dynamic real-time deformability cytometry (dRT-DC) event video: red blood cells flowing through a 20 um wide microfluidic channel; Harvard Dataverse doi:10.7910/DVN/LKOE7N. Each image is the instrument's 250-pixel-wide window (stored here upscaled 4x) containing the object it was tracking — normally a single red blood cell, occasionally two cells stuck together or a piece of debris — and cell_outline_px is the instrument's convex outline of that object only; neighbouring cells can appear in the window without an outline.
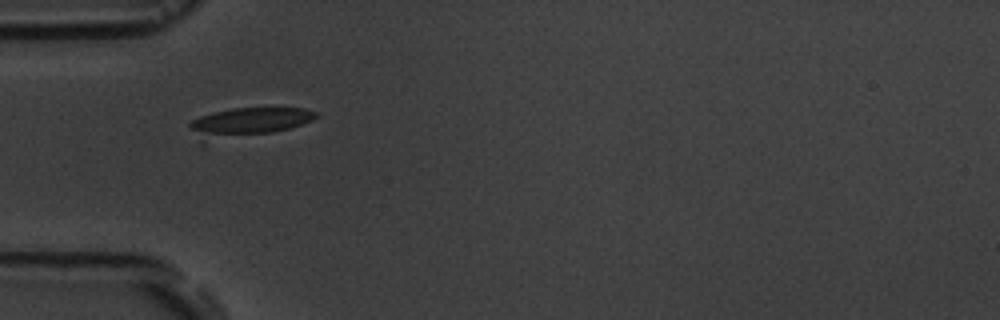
{"species": "common noctule bat (a hibernating species)", "species_latin": "Nyctalus noctula", "temperature_condition": "room temperature", "stored_images_in_passage": 7, "camera_frame_rate_fps": 3000, "um_per_image_px": 0.085, "animal": {"sex": "male", "body_mass_g": 19.5, "forearm_length_mm": 54.6}, "frame": {"image": 1, "passage_image": 6, "time_ms": 6.0, "image_size_px": [1000, 320], "cell_outline_px": [[316, 116], [312, 120], [288, 128], [272, 132], [204, 144], [200, 144], [188, 124], [192, 120], [200, 116], [212, 112], [232, 108], [304, 108], [316, 112]], "centroid_in_image_um": [20.95, 10.43], "position_along_channel_um": 64.1, "area_um2": 21.68}}
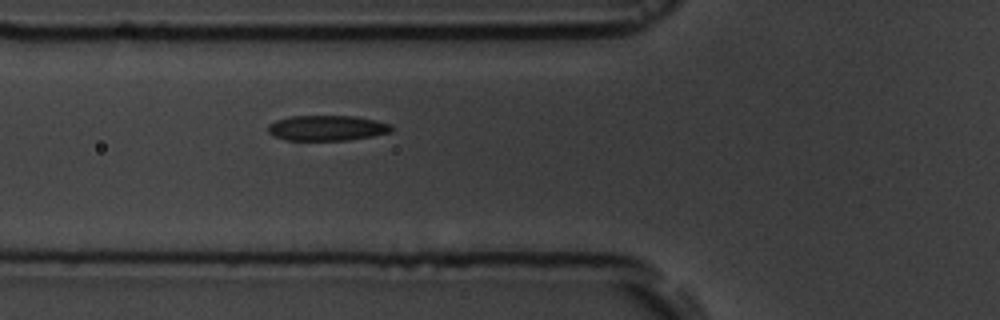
{"frame": {"image": 2, "passage_image": 7, "time_ms": 7.0, "image_size_px": [1000, 320], "cell_outline_px": [[396, 128], [392, 132], [372, 136], [348, 140], [284, 140], [272, 136], [268, 132], [268, 124], [276, 120], [292, 116], [356, 116], [376, 120], [392, 124]], "centroid_in_image_um": [27.83, 10.88], "position_along_channel_um": 98.0, "area_um2": 18.5}}